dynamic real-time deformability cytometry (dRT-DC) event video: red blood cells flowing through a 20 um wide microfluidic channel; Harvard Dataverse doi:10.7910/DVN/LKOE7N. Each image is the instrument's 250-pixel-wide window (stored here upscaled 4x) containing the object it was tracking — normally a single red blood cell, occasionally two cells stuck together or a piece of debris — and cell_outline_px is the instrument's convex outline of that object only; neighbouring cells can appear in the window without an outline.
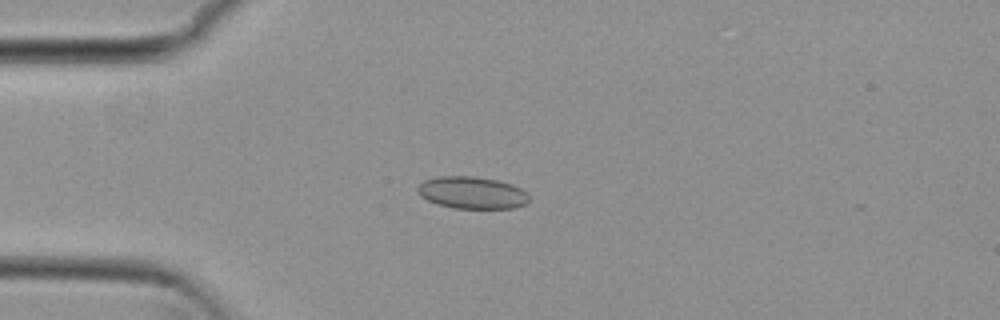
{"species": "common noctule bat (a hibernating species)", "species_latin": "Nyctalus noctula", "temperature_condition": "cold", "stored_images_in_passage": 53, "camera_frame_rate_fps": 3000, "um_per_image_px": 0.085, "animal": {"sex": "female", "body_mass_g": 29.2, "forearm_length_mm": 56.3}, "frame": {"image": 1, "passage_image": 13, "time_ms": 4.0, "image_size_px": [1000, 320], "cell_outline_px": [[528, 200], [524, 204], [516, 208], [452, 208], [428, 200], [420, 196], [416, 188], [424, 180], [440, 176], [472, 176], [496, 180], [512, 184], [528, 192]], "centroid_in_image_um": [40.12, 16.37], "position_along_channel_um": 44.9, "area_um2": 20.75}}
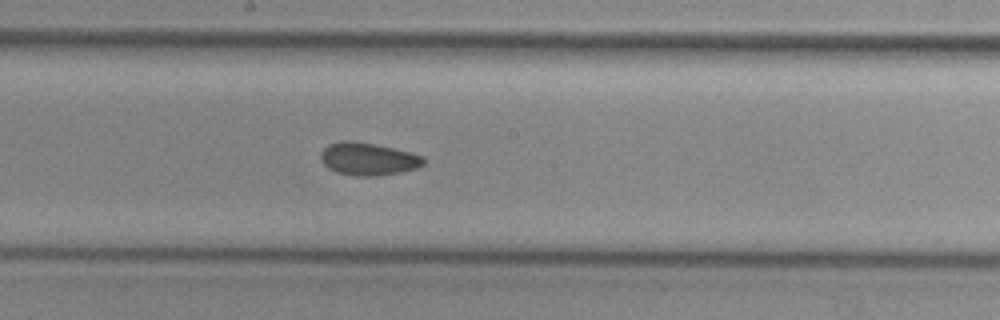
{"frame": {"image": 2, "passage_image": 28, "time_ms": 9.0, "image_size_px": [1000, 320], "cell_outline_px": [[424, 164], [416, 168], [400, 172], [376, 176], [356, 176], [336, 172], [328, 168], [320, 160], [320, 152], [328, 144], [340, 140], [352, 140], [392, 148], [424, 156]], "centroid_in_image_um": [31.24, 13.51], "position_along_channel_um": 217.0, "area_um2": 19.54}}
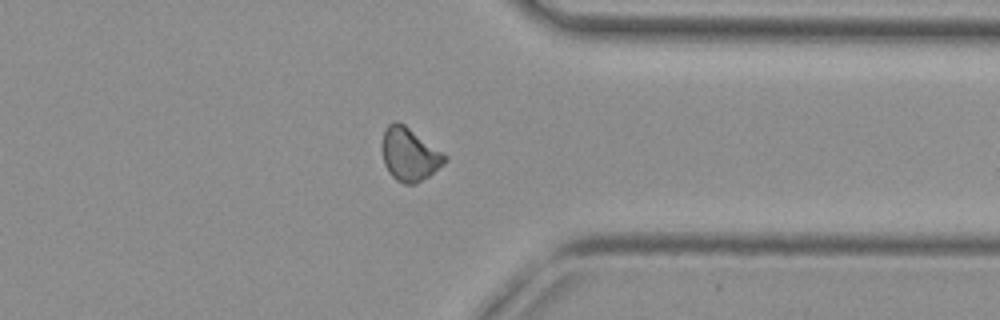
{"frame": {"image": 3, "passage_image": 41, "time_ms": 13.333, "image_size_px": [1000, 320], "cell_outline_px": [[448, 160], [444, 164], [428, 176], [416, 184], [404, 184], [396, 180], [388, 172], [384, 164], [384, 128], [392, 120], [396, 120], [404, 124], [448, 156]], "centroid_in_image_um": [34.82, 13.12], "position_along_channel_um": 376.6, "area_um2": 19.25}, "authors_computed_cell_mechanics": {"area_um2": 19.363, "velocity_mm_per_s": 3.813, "shape_relaxation_time_tau1_ms": null, "shape_relaxation_time_tau2_ms": 2.7941, "deformation_change_tau1": null, "deformation_change_tau2": 0.0692}}